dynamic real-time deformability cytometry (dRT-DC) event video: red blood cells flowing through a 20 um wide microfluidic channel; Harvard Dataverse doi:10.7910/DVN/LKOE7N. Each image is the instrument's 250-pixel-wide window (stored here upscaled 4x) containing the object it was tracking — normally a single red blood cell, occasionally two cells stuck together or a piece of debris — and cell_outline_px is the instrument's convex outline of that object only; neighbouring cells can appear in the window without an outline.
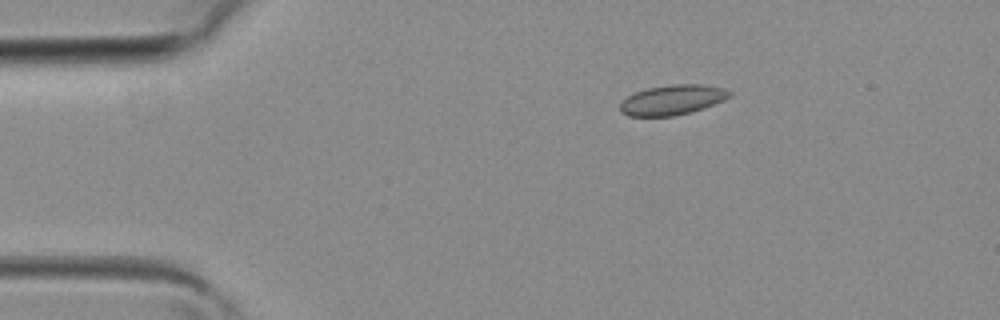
{"species": "common noctule bat (a hibernating species)", "species_latin": "Nyctalus noctula", "temperature_condition": "room temperature", "stored_images_in_passage": 4, "camera_frame_rate_fps": 3000, "um_per_image_px": 0.085, "animal": {"sex": "female", "body_mass_g": 19.3, "forearm_length_mm": 54.1}, "frame": {"image": 1, "passage_image": 4, "time_ms": 1.0, "image_size_px": [1000, 320], "cell_outline_px": [[732, 92], [724, 100], [704, 108], [692, 112], [676, 116], [628, 116], [620, 112], [620, 104], [628, 96], [636, 92], [648, 88], [672, 84], [704, 84], [724, 88]], "centroid_in_image_um": [57.16, 8.49], "position_along_channel_um": 27.8, "area_um2": 19.13}}